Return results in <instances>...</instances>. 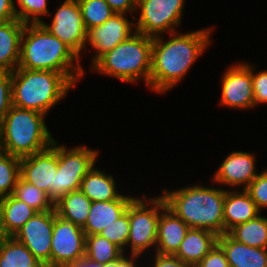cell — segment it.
I'll use <instances>...</instances> for the list:
<instances>
[{
  "label": "cell",
  "instance_id": "obj_17",
  "mask_svg": "<svg viewBox=\"0 0 267 267\" xmlns=\"http://www.w3.org/2000/svg\"><path fill=\"white\" fill-rule=\"evenodd\" d=\"M188 230L189 226L165 207L158 220L155 253L175 255Z\"/></svg>",
  "mask_w": 267,
  "mask_h": 267
},
{
  "label": "cell",
  "instance_id": "obj_10",
  "mask_svg": "<svg viewBox=\"0 0 267 267\" xmlns=\"http://www.w3.org/2000/svg\"><path fill=\"white\" fill-rule=\"evenodd\" d=\"M86 234L56 212L51 241L50 267H63L85 257Z\"/></svg>",
  "mask_w": 267,
  "mask_h": 267
},
{
  "label": "cell",
  "instance_id": "obj_11",
  "mask_svg": "<svg viewBox=\"0 0 267 267\" xmlns=\"http://www.w3.org/2000/svg\"><path fill=\"white\" fill-rule=\"evenodd\" d=\"M42 24L81 57V52L85 51L87 30L78 0H64L55 12L51 24L48 25L45 21Z\"/></svg>",
  "mask_w": 267,
  "mask_h": 267
},
{
  "label": "cell",
  "instance_id": "obj_24",
  "mask_svg": "<svg viewBox=\"0 0 267 267\" xmlns=\"http://www.w3.org/2000/svg\"><path fill=\"white\" fill-rule=\"evenodd\" d=\"M92 201L81 191H72L55 203L57 214L83 228L87 222Z\"/></svg>",
  "mask_w": 267,
  "mask_h": 267
},
{
  "label": "cell",
  "instance_id": "obj_26",
  "mask_svg": "<svg viewBox=\"0 0 267 267\" xmlns=\"http://www.w3.org/2000/svg\"><path fill=\"white\" fill-rule=\"evenodd\" d=\"M0 267H45L31 251L14 236L0 244Z\"/></svg>",
  "mask_w": 267,
  "mask_h": 267
},
{
  "label": "cell",
  "instance_id": "obj_28",
  "mask_svg": "<svg viewBox=\"0 0 267 267\" xmlns=\"http://www.w3.org/2000/svg\"><path fill=\"white\" fill-rule=\"evenodd\" d=\"M13 195L36 212L55 210V204L48 194L34 184L25 181L21 176L17 180Z\"/></svg>",
  "mask_w": 267,
  "mask_h": 267
},
{
  "label": "cell",
  "instance_id": "obj_39",
  "mask_svg": "<svg viewBox=\"0 0 267 267\" xmlns=\"http://www.w3.org/2000/svg\"><path fill=\"white\" fill-rule=\"evenodd\" d=\"M111 9L115 13H123L127 15V12L135 13L136 12V3L137 0H105Z\"/></svg>",
  "mask_w": 267,
  "mask_h": 267
},
{
  "label": "cell",
  "instance_id": "obj_12",
  "mask_svg": "<svg viewBox=\"0 0 267 267\" xmlns=\"http://www.w3.org/2000/svg\"><path fill=\"white\" fill-rule=\"evenodd\" d=\"M55 218L56 210L36 212L14 235L45 267H50L51 241Z\"/></svg>",
  "mask_w": 267,
  "mask_h": 267
},
{
  "label": "cell",
  "instance_id": "obj_44",
  "mask_svg": "<svg viewBox=\"0 0 267 267\" xmlns=\"http://www.w3.org/2000/svg\"><path fill=\"white\" fill-rule=\"evenodd\" d=\"M4 153V149H3V144L1 142V138H0V156Z\"/></svg>",
  "mask_w": 267,
  "mask_h": 267
},
{
  "label": "cell",
  "instance_id": "obj_13",
  "mask_svg": "<svg viewBox=\"0 0 267 267\" xmlns=\"http://www.w3.org/2000/svg\"><path fill=\"white\" fill-rule=\"evenodd\" d=\"M220 104L237 109L254 108V91L251 78V64L239 63L229 67L221 82Z\"/></svg>",
  "mask_w": 267,
  "mask_h": 267
},
{
  "label": "cell",
  "instance_id": "obj_19",
  "mask_svg": "<svg viewBox=\"0 0 267 267\" xmlns=\"http://www.w3.org/2000/svg\"><path fill=\"white\" fill-rule=\"evenodd\" d=\"M230 267H267V248L247 246L228 233L218 236Z\"/></svg>",
  "mask_w": 267,
  "mask_h": 267
},
{
  "label": "cell",
  "instance_id": "obj_7",
  "mask_svg": "<svg viewBox=\"0 0 267 267\" xmlns=\"http://www.w3.org/2000/svg\"><path fill=\"white\" fill-rule=\"evenodd\" d=\"M165 207L162 196L151 199L144 196L143 199L135 197L130 202V231L127 241V247L129 245L131 248L130 254L141 255L152 246L156 248L158 220Z\"/></svg>",
  "mask_w": 267,
  "mask_h": 267
},
{
  "label": "cell",
  "instance_id": "obj_33",
  "mask_svg": "<svg viewBox=\"0 0 267 267\" xmlns=\"http://www.w3.org/2000/svg\"><path fill=\"white\" fill-rule=\"evenodd\" d=\"M47 0H17L18 8H16L17 19L24 24H40L42 23V15H48Z\"/></svg>",
  "mask_w": 267,
  "mask_h": 267
},
{
  "label": "cell",
  "instance_id": "obj_23",
  "mask_svg": "<svg viewBox=\"0 0 267 267\" xmlns=\"http://www.w3.org/2000/svg\"><path fill=\"white\" fill-rule=\"evenodd\" d=\"M116 182L111 174L97 170L94 166L81 182L80 190L92 201L116 200L121 194L116 189Z\"/></svg>",
  "mask_w": 267,
  "mask_h": 267
},
{
  "label": "cell",
  "instance_id": "obj_21",
  "mask_svg": "<svg viewBox=\"0 0 267 267\" xmlns=\"http://www.w3.org/2000/svg\"><path fill=\"white\" fill-rule=\"evenodd\" d=\"M217 243L218 235L214 232L189 228L175 256L195 267Z\"/></svg>",
  "mask_w": 267,
  "mask_h": 267
},
{
  "label": "cell",
  "instance_id": "obj_14",
  "mask_svg": "<svg viewBox=\"0 0 267 267\" xmlns=\"http://www.w3.org/2000/svg\"><path fill=\"white\" fill-rule=\"evenodd\" d=\"M133 21L125 17L123 13H114L105 23L87 30L86 47L90 46L96 51L92 58L91 66L107 51L126 40L132 35L134 27Z\"/></svg>",
  "mask_w": 267,
  "mask_h": 267
},
{
  "label": "cell",
  "instance_id": "obj_6",
  "mask_svg": "<svg viewBox=\"0 0 267 267\" xmlns=\"http://www.w3.org/2000/svg\"><path fill=\"white\" fill-rule=\"evenodd\" d=\"M152 46L153 37L135 31L126 40L102 55L91 68L122 82L135 83L143 78L149 87Z\"/></svg>",
  "mask_w": 267,
  "mask_h": 267
},
{
  "label": "cell",
  "instance_id": "obj_35",
  "mask_svg": "<svg viewBox=\"0 0 267 267\" xmlns=\"http://www.w3.org/2000/svg\"><path fill=\"white\" fill-rule=\"evenodd\" d=\"M12 107V72L0 69V122Z\"/></svg>",
  "mask_w": 267,
  "mask_h": 267
},
{
  "label": "cell",
  "instance_id": "obj_18",
  "mask_svg": "<svg viewBox=\"0 0 267 267\" xmlns=\"http://www.w3.org/2000/svg\"><path fill=\"white\" fill-rule=\"evenodd\" d=\"M135 197L121 195L116 200L92 202L87 222L82 228L86 235L99 234L127 210Z\"/></svg>",
  "mask_w": 267,
  "mask_h": 267
},
{
  "label": "cell",
  "instance_id": "obj_41",
  "mask_svg": "<svg viewBox=\"0 0 267 267\" xmlns=\"http://www.w3.org/2000/svg\"><path fill=\"white\" fill-rule=\"evenodd\" d=\"M140 255H130L126 257L123 253L117 260L109 263L102 264V267H136V260Z\"/></svg>",
  "mask_w": 267,
  "mask_h": 267
},
{
  "label": "cell",
  "instance_id": "obj_31",
  "mask_svg": "<svg viewBox=\"0 0 267 267\" xmlns=\"http://www.w3.org/2000/svg\"><path fill=\"white\" fill-rule=\"evenodd\" d=\"M20 177V158L4 152L0 156V197L12 195Z\"/></svg>",
  "mask_w": 267,
  "mask_h": 267
},
{
  "label": "cell",
  "instance_id": "obj_9",
  "mask_svg": "<svg viewBox=\"0 0 267 267\" xmlns=\"http://www.w3.org/2000/svg\"><path fill=\"white\" fill-rule=\"evenodd\" d=\"M185 0H137L136 10H140L136 21L135 31L146 36L157 37L167 31L175 32L183 15Z\"/></svg>",
  "mask_w": 267,
  "mask_h": 267
},
{
  "label": "cell",
  "instance_id": "obj_38",
  "mask_svg": "<svg viewBox=\"0 0 267 267\" xmlns=\"http://www.w3.org/2000/svg\"><path fill=\"white\" fill-rule=\"evenodd\" d=\"M153 267H193L184 263L175 255L155 253Z\"/></svg>",
  "mask_w": 267,
  "mask_h": 267
},
{
  "label": "cell",
  "instance_id": "obj_16",
  "mask_svg": "<svg viewBox=\"0 0 267 267\" xmlns=\"http://www.w3.org/2000/svg\"><path fill=\"white\" fill-rule=\"evenodd\" d=\"M255 154L236 151L229 154L216 173L213 182L229 185L230 187H243L245 189L258 175L256 171Z\"/></svg>",
  "mask_w": 267,
  "mask_h": 267
},
{
  "label": "cell",
  "instance_id": "obj_22",
  "mask_svg": "<svg viewBox=\"0 0 267 267\" xmlns=\"http://www.w3.org/2000/svg\"><path fill=\"white\" fill-rule=\"evenodd\" d=\"M25 24L18 19L0 23V69L13 72L19 64Z\"/></svg>",
  "mask_w": 267,
  "mask_h": 267
},
{
  "label": "cell",
  "instance_id": "obj_5",
  "mask_svg": "<svg viewBox=\"0 0 267 267\" xmlns=\"http://www.w3.org/2000/svg\"><path fill=\"white\" fill-rule=\"evenodd\" d=\"M45 116L12 105L0 122L4 152L21 159L49 148L55 140L45 125Z\"/></svg>",
  "mask_w": 267,
  "mask_h": 267
},
{
  "label": "cell",
  "instance_id": "obj_30",
  "mask_svg": "<svg viewBox=\"0 0 267 267\" xmlns=\"http://www.w3.org/2000/svg\"><path fill=\"white\" fill-rule=\"evenodd\" d=\"M86 30L105 23L115 12L105 0H78Z\"/></svg>",
  "mask_w": 267,
  "mask_h": 267
},
{
  "label": "cell",
  "instance_id": "obj_8",
  "mask_svg": "<svg viewBox=\"0 0 267 267\" xmlns=\"http://www.w3.org/2000/svg\"><path fill=\"white\" fill-rule=\"evenodd\" d=\"M98 153V150L81 145L70 149L64 145L58 146V169L54 187H51L54 204L67 193L80 190L83 178L95 166Z\"/></svg>",
  "mask_w": 267,
  "mask_h": 267
},
{
  "label": "cell",
  "instance_id": "obj_4",
  "mask_svg": "<svg viewBox=\"0 0 267 267\" xmlns=\"http://www.w3.org/2000/svg\"><path fill=\"white\" fill-rule=\"evenodd\" d=\"M72 87L62 73L16 68L12 72V105L46 115Z\"/></svg>",
  "mask_w": 267,
  "mask_h": 267
},
{
  "label": "cell",
  "instance_id": "obj_36",
  "mask_svg": "<svg viewBox=\"0 0 267 267\" xmlns=\"http://www.w3.org/2000/svg\"><path fill=\"white\" fill-rule=\"evenodd\" d=\"M255 65L251 64V78L254 91V105L267 103V70L254 73Z\"/></svg>",
  "mask_w": 267,
  "mask_h": 267
},
{
  "label": "cell",
  "instance_id": "obj_29",
  "mask_svg": "<svg viewBox=\"0 0 267 267\" xmlns=\"http://www.w3.org/2000/svg\"><path fill=\"white\" fill-rule=\"evenodd\" d=\"M123 251L100 234L86 235L85 257L105 264L117 260Z\"/></svg>",
  "mask_w": 267,
  "mask_h": 267
},
{
  "label": "cell",
  "instance_id": "obj_27",
  "mask_svg": "<svg viewBox=\"0 0 267 267\" xmlns=\"http://www.w3.org/2000/svg\"><path fill=\"white\" fill-rule=\"evenodd\" d=\"M233 239L247 246L267 248V218L260 214L227 232Z\"/></svg>",
  "mask_w": 267,
  "mask_h": 267
},
{
  "label": "cell",
  "instance_id": "obj_32",
  "mask_svg": "<svg viewBox=\"0 0 267 267\" xmlns=\"http://www.w3.org/2000/svg\"><path fill=\"white\" fill-rule=\"evenodd\" d=\"M130 231L129 224V205L124 214L117 220L112 222L108 227L106 226L99 234L107 240L118 246L125 254L128 236Z\"/></svg>",
  "mask_w": 267,
  "mask_h": 267
},
{
  "label": "cell",
  "instance_id": "obj_15",
  "mask_svg": "<svg viewBox=\"0 0 267 267\" xmlns=\"http://www.w3.org/2000/svg\"><path fill=\"white\" fill-rule=\"evenodd\" d=\"M58 169L57 141L44 151L20 159V176L37 188L45 191L51 199Z\"/></svg>",
  "mask_w": 267,
  "mask_h": 267
},
{
  "label": "cell",
  "instance_id": "obj_25",
  "mask_svg": "<svg viewBox=\"0 0 267 267\" xmlns=\"http://www.w3.org/2000/svg\"><path fill=\"white\" fill-rule=\"evenodd\" d=\"M0 208L4 228L9 236H14L36 213L34 209L13 194L0 197Z\"/></svg>",
  "mask_w": 267,
  "mask_h": 267
},
{
  "label": "cell",
  "instance_id": "obj_40",
  "mask_svg": "<svg viewBox=\"0 0 267 267\" xmlns=\"http://www.w3.org/2000/svg\"><path fill=\"white\" fill-rule=\"evenodd\" d=\"M14 0H0V23L17 19Z\"/></svg>",
  "mask_w": 267,
  "mask_h": 267
},
{
  "label": "cell",
  "instance_id": "obj_2",
  "mask_svg": "<svg viewBox=\"0 0 267 267\" xmlns=\"http://www.w3.org/2000/svg\"><path fill=\"white\" fill-rule=\"evenodd\" d=\"M80 57L42 24H25L17 68L62 73L74 86L82 79ZM76 63V64H75Z\"/></svg>",
  "mask_w": 267,
  "mask_h": 267
},
{
  "label": "cell",
  "instance_id": "obj_37",
  "mask_svg": "<svg viewBox=\"0 0 267 267\" xmlns=\"http://www.w3.org/2000/svg\"><path fill=\"white\" fill-rule=\"evenodd\" d=\"M195 267H230L225 251L217 243Z\"/></svg>",
  "mask_w": 267,
  "mask_h": 267
},
{
  "label": "cell",
  "instance_id": "obj_34",
  "mask_svg": "<svg viewBox=\"0 0 267 267\" xmlns=\"http://www.w3.org/2000/svg\"><path fill=\"white\" fill-rule=\"evenodd\" d=\"M259 211L267 208V169L259 175L245 188Z\"/></svg>",
  "mask_w": 267,
  "mask_h": 267
},
{
  "label": "cell",
  "instance_id": "obj_3",
  "mask_svg": "<svg viewBox=\"0 0 267 267\" xmlns=\"http://www.w3.org/2000/svg\"><path fill=\"white\" fill-rule=\"evenodd\" d=\"M163 193L166 207L189 228L206 229L218 236L224 234L225 189L197 184L171 192L165 189Z\"/></svg>",
  "mask_w": 267,
  "mask_h": 267
},
{
  "label": "cell",
  "instance_id": "obj_43",
  "mask_svg": "<svg viewBox=\"0 0 267 267\" xmlns=\"http://www.w3.org/2000/svg\"><path fill=\"white\" fill-rule=\"evenodd\" d=\"M9 235L5 231L4 224H3V215L0 208V244L5 241Z\"/></svg>",
  "mask_w": 267,
  "mask_h": 267
},
{
  "label": "cell",
  "instance_id": "obj_20",
  "mask_svg": "<svg viewBox=\"0 0 267 267\" xmlns=\"http://www.w3.org/2000/svg\"><path fill=\"white\" fill-rule=\"evenodd\" d=\"M260 214L255 202L243 189L225 190L223 208L224 233H227L234 226L247 222Z\"/></svg>",
  "mask_w": 267,
  "mask_h": 267
},
{
  "label": "cell",
  "instance_id": "obj_42",
  "mask_svg": "<svg viewBox=\"0 0 267 267\" xmlns=\"http://www.w3.org/2000/svg\"><path fill=\"white\" fill-rule=\"evenodd\" d=\"M63 267H102V264L90 261L88 258L83 257L79 261L65 264Z\"/></svg>",
  "mask_w": 267,
  "mask_h": 267
},
{
  "label": "cell",
  "instance_id": "obj_1",
  "mask_svg": "<svg viewBox=\"0 0 267 267\" xmlns=\"http://www.w3.org/2000/svg\"><path fill=\"white\" fill-rule=\"evenodd\" d=\"M211 31L210 27L185 34L174 32L168 41L162 35L153 37L149 88L161 94L181 82L211 43Z\"/></svg>",
  "mask_w": 267,
  "mask_h": 267
}]
</instances>
